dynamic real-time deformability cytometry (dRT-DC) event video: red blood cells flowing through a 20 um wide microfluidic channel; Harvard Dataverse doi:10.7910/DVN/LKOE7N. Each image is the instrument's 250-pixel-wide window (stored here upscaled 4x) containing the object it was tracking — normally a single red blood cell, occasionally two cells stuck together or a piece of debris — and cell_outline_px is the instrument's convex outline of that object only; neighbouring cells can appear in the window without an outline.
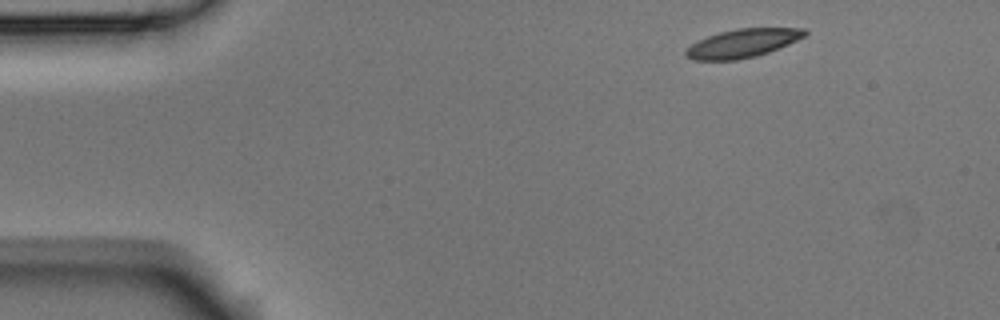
{"species": "Egyptian fruit bat (a non-hibernating species)", "species_latin": "Rousettus aegyptiacus", "temperature_condition": "room temperature", "stored_images_in_passage": 8, "camera_frame_rate_fps": 3000, "um_per_image_px": 0.085, "animal": {"sex": "male"}, "frame": {"image": 1, "passage_image": 1, "time_ms": 0.0, "image_size_px": [1000, 320], "cell_outline_px": [[808, 32], [804, 36], [788, 44], [768, 52], [756, 56], [736, 60], [692, 60], [684, 56], [684, 52], [692, 44], [708, 36], [720, 32], [736, 28], [804, 28]], "centroid_in_image_um": [63.1, 3.68], "position_along_channel_um": 21.9, "area_um2": 19.59}}
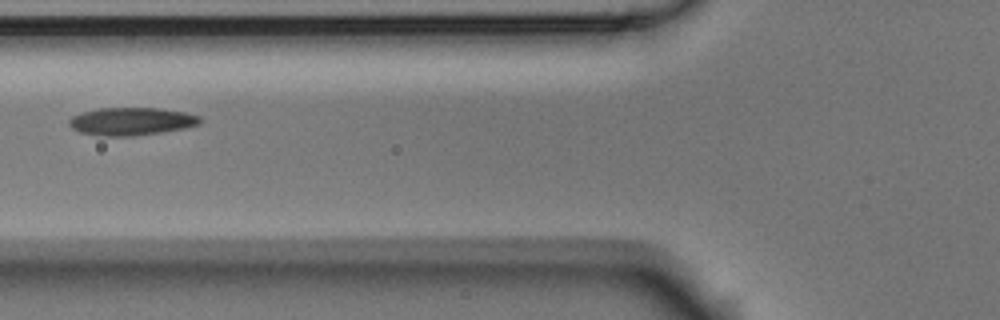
{"frame": {"image": 2, "passage_image": 5, "time_ms": 1.333, "image_size_px": [1000, 320], "cell_outline_px": [[200, 124], [184, 128], [160, 132], [132, 136], [104, 136], [80, 132], [72, 128], [68, 124], [68, 120], [72, 116], [80, 112], [100, 108], [160, 108], [184, 112], [200, 116]], "centroid_in_image_um": [11.13, 10.31], "position_along_channel_um": 114.7, "area_um2": 21.15}}
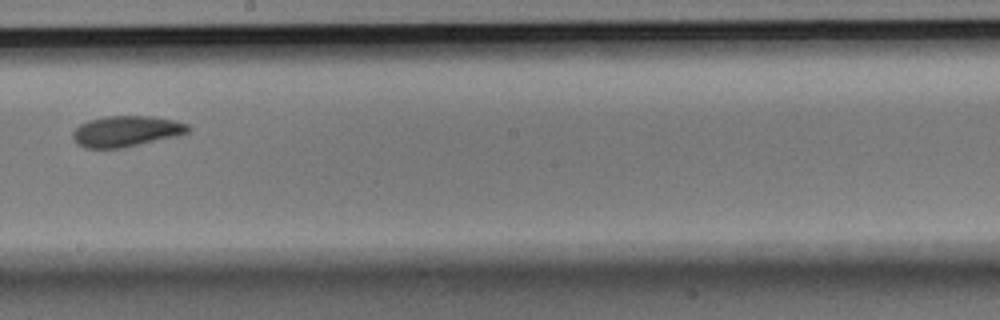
{"frame": {"image": 3, "passage_image": 8, "time_ms": 2.333, "image_size_px": [1000, 320], "cell_outline_px": [[192, 128], [188, 132], [180, 136], [124, 148], [84, 148], [76, 144], [72, 140], [72, 132], [80, 124], [88, 120], [104, 116], [152, 116], [176, 120], [188, 124]], "centroid_in_image_um": [10.75, 11.16], "position_along_channel_um": 237.5, "area_um2": 21.27}}